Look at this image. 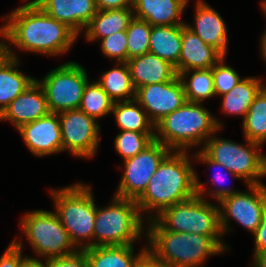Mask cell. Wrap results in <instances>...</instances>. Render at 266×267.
Listing matches in <instances>:
<instances>
[{
  "label": "cell",
  "instance_id": "cell-1",
  "mask_svg": "<svg viewBox=\"0 0 266 267\" xmlns=\"http://www.w3.org/2000/svg\"><path fill=\"white\" fill-rule=\"evenodd\" d=\"M4 20L7 23L0 28V36L24 51L53 56L63 54L78 36L33 1L16 8Z\"/></svg>",
  "mask_w": 266,
  "mask_h": 267
},
{
  "label": "cell",
  "instance_id": "cell-2",
  "mask_svg": "<svg viewBox=\"0 0 266 267\" xmlns=\"http://www.w3.org/2000/svg\"><path fill=\"white\" fill-rule=\"evenodd\" d=\"M171 150L160 162L144 192L135 200L141 212L164 209L196 195L195 174L186 151ZM147 210V211H146Z\"/></svg>",
  "mask_w": 266,
  "mask_h": 267
},
{
  "label": "cell",
  "instance_id": "cell-3",
  "mask_svg": "<svg viewBox=\"0 0 266 267\" xmlns=\"http://www.w3.org/2000/svg\"><path fill=\"white\" fill-rule=\"evenodd\" d=\"M149 220L150 227L146 234L150 247L147 249L171 267H198L208 256L228 250L220 236L172 232L164 229L151 216Z\"/></svg>",
  "mask_w": 266,
  "mask_h": 267
},
{
  "label": "cell",
  "instance_id": "cell-4",
  "mask_svg": "<svg viewBox=\"0 0 266 267\" xmlns=\"http://www.w3.org/2000/svg\"><path fill=\"white\" fill-rule=\"evenodd\" d=\"M222 124L201 103L186 101L155 125V140L172 151H186L221 129ZM186 149V150H185Z\"/></svg>",
  "mask_w": 266,
  "mask_h": 267
},
{
  "label": "cell",
  "instance_id": "cell-5",
  "mask_svg": "<svg viewBox=\"0 0 266 267\" xmlns=\"http://www.w3.org/2000/svg\"><path fill=\"white\" fill-rule=\"evenodd\" d=\"M51 194L55 200L56 213L74 246L79 250L93 247L97 207L90 186L77 183L52 190ZM82 240L91 241L82 243Z\"/></svg>",
  "mask_w": 266,
  "mask_h": 267
},
{
  "label": "cell",
  "instance_id": "cell-6",
  "mask_svg": "<svg viewBox=\"0 0 266 267\" xmlns=\"http://www.w3.org/2000/svg\"><path fill=\"white\" fill-rule=\"evenodd\" d=\"M205 183L195 174L196 195L174 204L153 217L164 229L172 232L223 236L220 228L219 207L204 200Z\"/></svg>",
  "mask_w": 266,
  "mask_h": 267
},
{
  "label": "cell",
  "instance_id": "cell-7",
  "mask_svg": "<svg viewBox=\"0 0 266 267\" xmlns=\"http://www.w3.org/2000/svg\"><path fill=\"white\" fill-rule=\"evenodd\" d=\"M142 227L136 201L114 196L112 204L96 208L93 247L132 245L141 237Z\"/></svg>",
  "mask_w": 266,
  "mask_h": 267
},
{
  "label": "cell",
  "instance_id": "cell-8",
  "mask_svg": "<svg viewBox=\"0 0 266 267\" xmlns=\"http://www.w3.org/2000/svg\"><path fill=\"white\" fill-rule=\"evenodd\" d=\"M201 149L210 159L223 165L248 185L263 184L259 178L266 176V155L258 151V143L246 140L241 145L211 136Z\"/></svg>",
  "mask_w": 266,
  "mask_h": 267
},
{
  "label": "cell",
  "instance_id": "cell-9",
  "mask_svg": "<svg viewBox=\"0 0 266 267\" xmlns=\"http://www.w3.org/2000/svg\"><path fill=\"white\" fill-rule=\"evenodd\" d=\"M35 253L43 258L61 257L78 249L71 242L68 232L56 212L36 210L27 213L20 221Z\"/></svg>",
  "mask_w": 266,
  "mask_h": 267
},
{
  "label": "cell",
  "instance_id": "cell-10",
  "mask_svg": "<svg viewBox=\"0 0 266 267\" xmlns=\"http://www.w3.org/2000/svg\"><path fill=\"white\" fill-rule=\"evenodd\" d=\"M251 193L228 188L211 190V195L219 202L220 228L222 234L228 231L231 217L244 228L254 233L260 225L266 207L265 184L247 185ZM221 204V205H220Z\"/></svg>",
  "mask_w": 266,
  "mask_h": 267
},
{
  "label": "cell",
  "instance_id": "cell-11",
  "mask_svg": "<svg viewBox=\"0 0 266 267\" xmlns=\"http://www.w3.org/2000/svg\"><path fill=\"white\" fill-rule=\"evenodd\" d=\"M37 81L44 89L50 112L60 113L79 108L89 79L80 64L68 62Z\"/></svg>",
  "mask_w": 266,
  "mask_h": 267
},
{
  "label": "cell",
  "instance_id": "cell-12",
  "mask_svg": "<svg viewBox=\"0 0 266 267\" xmlns=\"http://www.w3.org/2000/svg\"><path fill=\"white\" fill-rule=\"evenodd\" d=\"M171 150L153 140L142 152L124 160L125 170L114 196L136 200L146 189L150 178Z\"/></svg>",
  "mask_w": 266,
  "mask_h": 267
},
{
  "label": "cell",
  "instance_id": "cell-13",
  "mask_svg": "<svg viewBox=\"0 0 266 267\" xmlns=\"http://www.w3.org/2000/svg\"><path fill=\"white\" fill-rule=\"evenodd\" d=\"M62 151L77 157H93L99 143V126L93 117L78 109L58 113Z\"/></svg>",
  "mask_w": 266,
  "mask_h": 267
},
{
  "label": "cell",
  "instance_id": "cell-14",
  "mask_svg": "<svg viewBox=\"0 0 266 267\" xmlns=\"http://www.w3.org/2000/svg\"><path fill=\"white\" fill-rule=\"evenodd\" d=\"M135 100L155 125L187 101L179 75L168 82L148 84L136 89Z\"/></svg>",
  "mask_w": 266,
  "mask_h": 267
},
{
  "label": "cell",
  "instance_id": "cell-15",
  "mask_svg": "<svg viewBox=\"0 0 266 267\" xmlns=\"http://www.w3.org/2000/svg\"><path fill=\"white\" fill-rule=\"evenodd\" d=\"M28 149L36 156L62 152L61 127L58 113L50 112L17 129Z\"/></svg>",
  "mask_w": 266,
  "mask_h": 267
},
{
  "label": "cell",
  "instance_id": "cell-16",
  "mask_svg": "<svg viewBox=\"0 0 266 267\" xmlns=\"http://www.w3.org/2000/svg\"><path fill=\"white\" fill-rule=\"evenodd\" d=\"M50 113L46 94L37 79L18 95L0 115V120H9L17 129Z\"/></svg>",
  "mask_w": 266,
  "mask_h": 267
},
{
  "label": "cell",
  "instance_id": "cell-17",
  "mask_svg": "<svg viewBox=\"0 0 266 267\" xmlns=\"http://www.w3.org/2000/svg\"><path fill=\"white\" fill-rule=\"evenodd\" d=\"M45 13L66 24L77 35L97 13L95 0H33Z\"/></svg>",
  "mask_w": 266,
  "mask_h": 267
},
{
  "label": "cell",
  "instance_id": "cell-18",
  "mask_svg": "<svg viewBox=\"0 0 266 267\" xmlns=\"http://www.w3.org/2000/svg\"><path fill=\"white\" fill-rule=\"evenodd\" d=\"M181 38L178 75L187 70L210 69L223 57L185 24L181 25Z\"/></svg>",
  "mask_w": 266,
  "mask_h": 267
},
{
  "label": "cell",
  "instance_id": "cell-19",
  "mask_svg": "<svg viewBox=\"0 0 266 267\" xmlns=\"http://www.w3.org/2000/svg\"><path fill=\"white\" fill-rule=\"evenodd\" d=\"M195 11L196 27L189 24L185 25L207 45L212 46L226 57L228 34L226 24L220 14L202 0H198Z\"/></svg>",
  "mask_w": 266,
  "mask_h": 267
},
{
  "label": "cell",
  "instance_id": "cell-20",
  "mask_svg": "<svg viewBox=\"0 0 266 267\" xmlns=\"http://www.w3.org/2000/svg\"><path fill=\"white\" fill-rule=\"evenodd\" d=\"M126 63L135 89L148 84L168 82L178 76L174 65L152 53L133 57Z\"/></svg>",
  "mask_w": 266,
  "mask_h": 267
},
{
  "label": "cell",
  "instance_id": "cell-21",
  "mask_svg": "<svg viewBox=\"0 0 266 267\" xmlns=\"http://www.w3.org/2000/svg\"><path fill=\"white\" fill-rule=\"evenodd\" d=\"M8 47L4 41V53L0 56V115L36 80L15 69L18 58Z\"/></svg>",
  "mask_w": 266,
  "mask_h": 267
},
{
  "label": "cell",
  "instance_id": "cell-22",
  "mask_svg": "<svg viewBox=\"0 0 266 267\" xmlns=\"http://www.w3.org/2000/svg\"><path fill=\"white\" fill-rule=\"evenodd\" d=\"M188 0H133L134 17L143 19L152 26L183 25L181 14Z\"/></svg>",
  "mask_w": 266,
  "mask_h": 267
},
{
  "label": "cell",
  "instance_id": "cell-23",
  "mask_svg": "<svg viewBox=\"0 0 266 267\" xmlns=\"http://www.w3.org/2000/svg\"><path fill=\"white\" fill-rule=\"evenodd\" d=\"M134 17L132 7L125 9L98 10L85 28L87 41L105 38L120 31H126Z\"/></svg>",
  "mask_w": 266,
  "mask_h": 267
},
{
  "label": "cell",
  "instance_id": "cell-24",
  "mask_svg": "<svg viewBox=\"0 0 266 267\" xmlns=\"http://www.w3.org/2000/svg\"><path fill=\"white\" fill-rule=\"evenodd\" d=\"M86 253L89 267H136L141 255L147 247L138 254H133L132 245L95 246L83 249Z\"/></svg>",
  "mask_w": 266,
  "mask_h": 267
},
{
  "label": "cell",
  "instance_id": "cell-25",
  "mask_svg": "<svg viewBox=\"0 0 266 267\" xmlns=\"http://www.w3.org/2000/svg\"><path fill=\"white\" fill-rule=\"evenodd\" d=\"M181 44V25L152 26L149 53L155 54L174 65L177 73Z\"/></svg>",
  "mask_w": 266,
  "mask_h": 267
},
{
  "label": "cell",
  "instance_id": "cell-26",
  "mask_svg": "<svg viewBox=\"0 0 266 267\" xmlns=\"http://www.w3.org/2000/svg\"><path fill=\"white\" fill-rule=\"evenodd\" d=\"M261 79L248 77L241 79L228 93L222 95V110L229 115L245 118L249 106L258 93L265 87Z\"/></svg>",
  "mask_w": 266,
  "mask_h": 267
},
{
  "label": "cell",
  "instance_id": "cell-27",
  "mask_svg": "<svg viewBox=\"0 0 266 267\" xmlns=\"http://www.w3.org/2000/svg\"><path fill=\"white\" fill-rule=\"evenodd\" d=\"M141 108V105L135 99L122 101V103L121 101L114 102L111 113L115 115L117 125L121 131L156 133L154 132L155 124L150 120L145 110Z\"/></svg>",
  "mask_w": 266,
  "mask_h": 267
},
{
  "label": "cell",
  "instance_id": "cell-28",
  "mask_svg": "<svg viewBox=\"0 0 266 267\" xmlns=\"http://www.w3.org/2000/svg\"><path fill=\"white\" fill-rule=\"evenodd\" d=\"M117 65L116 68L104 72L97 82L114 102L121 101L123 97H126L124 101L133 100L135 99L136 89L132 82L128 64L118 62Z\"/></svg>",
  "mask_w": 266,
  "mask_h": 267
},
{
  "label": "cell",
  "instance_id": "cell-29",
  "mask_svg": "<svg viewBox=\"0 0 266 267\" xmlns=\"http://www.w3.org/2000/svg\"><path fill=\"white\" fill-rule=\"evenodd\" d=\"M242 125L246 140L260 145L266 141V86L249 106Z\"/></svg>",
  "mask_w": 266,
  "mask_h": 267
},
{
  "label": "cell",
  "instance_id": "cell-30",
  "mask_svg": "<svg viewBox=\"0 0 266 267\" xmlns=\"http://www.w3.org/2000/svg\"><path fill=\"white\" fill-rule=\"evenodd\" d=\"M192 71L191 78L187 80L188 73ZM179 77L184 85L185 97L188 102L202 103L215 96L212 68L187 70L181 72Z\"/></svg>",
  "mask_w": 266,
  "mask_h": 267
},
{
  "label": "cell",
  "instance_id": "cell-31",
  "mask_svg": "<svg viewBox=\"0 0 266 267\" xmlns=\"http://www.w3.org/2000/svg\"><path fill=\"white\" fill-rule=\"evenodd\" d=\"M114 101L96 81L86 84L79 109L95 120L112 111Z\"/></svg>",
  "mask_w": 266,
  "mask_h": 267
},
{
  "label": "cell",
  "instance_id": "cell-32",
  "mask_svg": "<svg viewBox=\"0 0 266 267\" xmlns=\"http://www.w3.org/2000/svg\"><path fill=\"white\" fill-rule=\"evenodd\" d=\"M152 25L143 19L133 17L129 22L127 33L128 60L149 53Z\"/></svg>",
  "mask_w": 266,
  "mask_h": 267
},
{
  "label": "cell",
  "instance_id": "cell-33",
  "mask_svg": "<svg viewBox=\"0 0 266 267\" xmlns=\"http://www.w3.org/2000/svg\"><path fill=\"white\" fill-rule=\"evenodd\" d=\"M155 134L121 131L115 138L114 146L117 153L126 160L142 152L155 139Z\"/></svg>",
  "mask_w": 266,
  "mask_h": 267
},
{
  "label": "cell",
  "instance_id": "cell-34",
  "mask_svg": "<svg viewBox=\"0 0 266 267\" xmlns=\"http://www.w3.org/2000/svg\"><path fill=\"white\" fill-rule=\"evenodd\" d=\"M223 56L213 67V82L215 95L222 96L228 93L242 78L238 73L224 64Z\"/></svg>",
  "mask_w": 266,
  "mask_h": 267
},
{
  "label": "cell",
  "instance_id": "cell-35",
  "mask_svg": "<svg viewBox=\"0 0 266 267\" xmlns=\"http://www.w3.org/2000/svg\"><path fill=\"white\" fill-rule=\"evenodd\" d=\"M102 53L108 58H114L116 62H127V33L116 32L101 39Z\"/></svg>",
  "mask_w": 266,
  "mask_h": 267
},
{
  "label": "cell",
  "instance_id": "cell-36",
  "mask_svg": "<svg viewBox=\"0 0 266 267\" xmlns=\"http://www.w3.org/2000/svg\"><path fill=\"white\" fill-rule=\"evenodd\" d=\"M44 267H89L86 253L83 249L77 250L75 253L45 259Z\"/></svg>",
  "mask_w": 266,
  "mask_h": 267
},
{
  "label": "cell",
  "instance_id": "cell-37",
  "mask_svg": "<svg viewBox=\"0 0 266 267\" xmlns=\"http://www.w3.org/2000/svg\"><path fill=\"white\" fill-rule=\"evenodd\" d=\"M23 259L22 242L15 238L0 257V267H19Z\"/></svg>",
  "mask_w": 266,
  "mask_h": 267
},
{
  "label": "cell",
  "instance_id": "cell-38",
  "mask_svg": "<svg viewBox=\"0 0 266 267\" xmlns=\"http://www.w3.org/2000/svg\"><path fill=\"white\" fill-rule=\"evenodd\" d=\"M197 160H200L204 163H206L207 165L214 167V168H218L222 170H226L227 172L224 174L222 173V171L220 170L216 175L213 176L212 181L215 183L221 184L223 182V180L225 179V175L226 174H230L231 176L233 175L234 177L240 179L239 176L233 174L232 172H230L229 170H227L223 165H221L220 163L215 162L214 160L210 159L202 150L198 151L197 154L193 155Z\"/></svg>",
  "mask_w": 266,
  "mask_h": 267
},
{
  "label": "cell",
  "instance_id": "cell-39",
  "mask_svg": "<svg viewBox=\"0 0 266 267\" xmlns=\"http://www.w3.org/2000/svg\"><path fill=\"white\" fill-rule=\"evenodd\" d=\"M253 234L255 237V256L257 253L266 250V207L264 209L260 225Z\"/></svg>",
  "mask_w": 266,
  "mask_h": 267
},
{
  "label": "cell",
  "instance_id": "cell-40",
  "mask_svg": "<svg viewBox=\"0 0 266 267\" xmlns=\"http://www.w3.org/2000/svg\"><path fill=\"white\" fill-rule=\"evenodd\" d=\"M98 10L125 9L133 6V0H95Z\"/></svg>",
  "mask_w": 266,
  "mask_h": 267
},
{
  "label": "cell",
  "instance_id": "cell-41",
  "mask_svg": "<svg viewBox=\"0 0 266 267\" xmlns=\"http://www.w3.org/2000/svg\"><path fill=\"white\" fill-rule=\"evenodd\" d=\"M136 267H171L163 260L156 258L148 249L141 255Z\"/></svg>",
  "mask_w": 266,
  "mask_h": 267
},
{
  "label": "cell",
  "instance_id": "cell-42",
  "mask_svg": "<svg viewBox=\"0 0 266 267\" xmlns=\"http://www.w3.org/2000/svg\"><path fill=\"white\" fill-rule=\"evenodd\" d=\"M19 267H44L43 262L37 258L24 257Z\"/></svg>",
  "mask_w": 266,
  "mask_h": 267
},
{
  "label": "cell",
  "instance_id": "cell-43",
  "mask_svg": "<svg viewBox=\"0 0 266 267\" xmlns=\"http://www.w3.org/2000/svg\"><path fill=\"white\" fill-rule=\"evenodd\" d=\"M253 263L255 267H266V250L257 253Z\"/></svg>",
  "mask_w": 266,
  "mask_h": 267
},
{
  "label": "cell",
  "instance_id": "cell-44",
  "mask_svg": "<svg viewBox=\"0 0 266 267\" xmlns=\"http://www.w3.org/2000/svg\"><path fill=\"white\" fill-rule=\"evenodd\" d=\"M261 51H262V56H263V58L265 59V61H266V31H265V33H263V35L261 36Z\"/></svg>",
  "mask_w": 266,
  "mask_h": 267
},
{
  "label": "cell",
  "instance_id": "cell-45",
  "mask_svg": "<svg viewBox=\"0 0 266 267\" xmlns=\"http://www.w3.org/2000/svg\"><path fill=\"white\" fill-rule=\"evenodd\" d=\"M4 53V42H0V56Z\"/></svg>",
  "mask_w": 266,
  "mask_h": 267
},
{
  "label": "cell",
  "instance_id": "cell-46",
  "mask_svg": "<svg viewBox=\"0 0 266 267\" xmlns=\"http://www.w3.org/2000/svg\"><path fill=\"white\" fill-rule=\"evenodd\" d=\"M262 8L264 10V13L266 14V0L262 1Z\"/></svg>",
  "mask_w": 266,
  "mask_h": 267
}]
</instances>
